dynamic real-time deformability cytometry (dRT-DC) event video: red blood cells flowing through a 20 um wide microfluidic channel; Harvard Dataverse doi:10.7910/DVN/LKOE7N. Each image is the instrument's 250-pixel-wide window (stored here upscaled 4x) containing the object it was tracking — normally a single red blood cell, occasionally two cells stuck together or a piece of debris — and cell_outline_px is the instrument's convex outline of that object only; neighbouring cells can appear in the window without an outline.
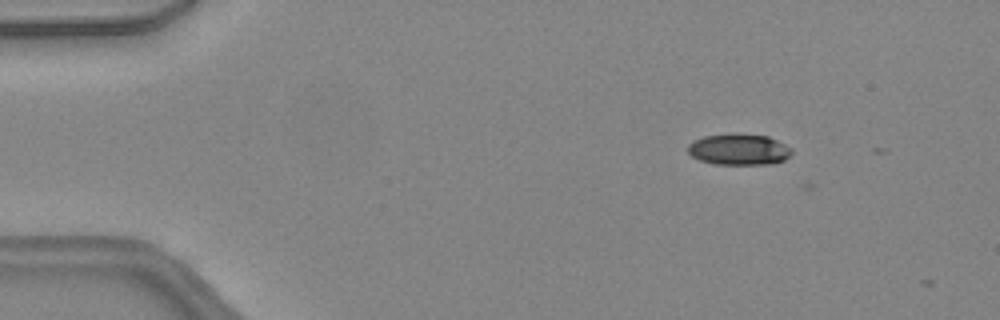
{"species": "common noctule bat (a hibernating species)", "species_latin": "Nyctalus noctula", "temperature_condition": "warm", "stored_images_in_passage": 3, "camera_frame_rate_fps": 3000, "um_per_image_px": 0.085, "animal": {"sex": "female", "body_mass_g": 24.6, "forearm_length_mm": 56.2}, "frame": {"image": 1, "passage_image": 1, "time_ms": 0.0, "image_size_px": [1000, 320], "cell_outline_px": [[792, 152], [784, 160], [776, 164], [716, 164], [700, 160], [692, 156], [688, 152], [688, 144], [704, 136], [728, 132], [736, 132], [768, 136], [792, 148]], "centroid_in_image_um": [62.81, 12.68], "position_along_channel_um": 22.2, "area_um2": 19.13}}